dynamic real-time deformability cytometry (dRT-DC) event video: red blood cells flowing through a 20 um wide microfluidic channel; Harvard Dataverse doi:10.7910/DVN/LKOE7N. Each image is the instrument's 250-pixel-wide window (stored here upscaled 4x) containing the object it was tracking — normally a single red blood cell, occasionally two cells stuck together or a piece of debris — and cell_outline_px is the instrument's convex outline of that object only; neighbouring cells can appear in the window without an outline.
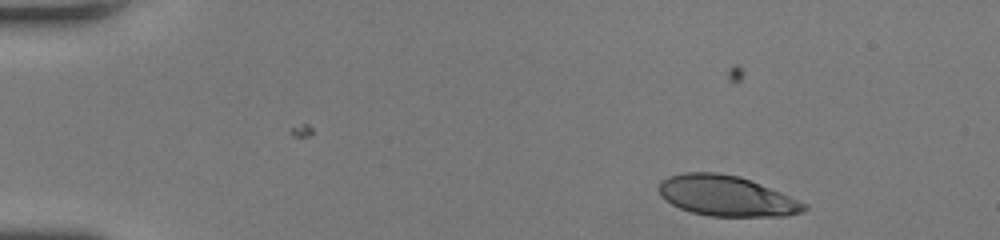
{"species": "human", "species_latin": "Homo sapiens", "temperature_condition": "room temperature", "stored_images_in_passage": 31, "camera_frame_rate_fps": 3000, "um_per_image_px": 0.085, "donor": {"sex": "female"}, "frame": {"image": 1, "passage_image": 1, "time_ms": 0.0, "image_size_px": [1000, 240], "cell_outline_px": [[808, 208], [804, 212], [784, 216], [708, 216], [692, 212], [680, 208], [672, 204], [660, 196], [656, 188], [660, 180], [668, 176], [684, 172], [716, 172], [740, 176], [752, 180], [808, 204]], "centroid_in_image_um": [61.72, 16.64], "position_along_channel_um": 23.3, "area_um2": 34.56}}
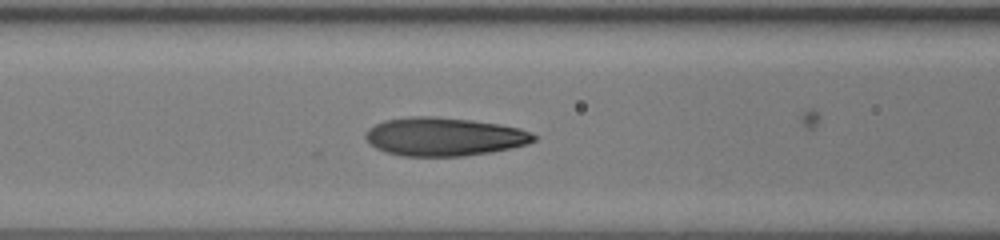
{"frame": {"image": 2, "passage_image": 16, "time_ms": 5.0, "image_size_px": [1000, 240], "cell_outline_px": [[536, 140], [528, 144], [512, 148], [492, 152], [464, 156], [400, 156], [384, 152], [368, 144], [364, 136], [368, 128], [384, 120], [412, 116], [436, 116], [472, 120], [500, 124], [520, 128], [532, 132], [536, 136]], "centroid_in_image_um": [37.74, 11.62], "position_along_channel_um": 128.9, "area_um2": 38.15}}
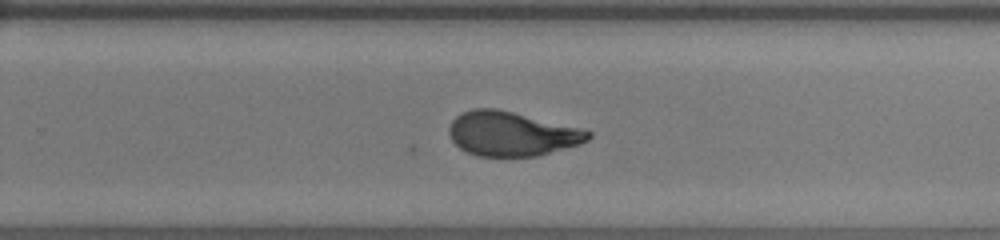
{"frame": {"image": 3, "passage_image": 27, "time_ms": 8.667, "image_size_px": [1000, 240], "cell_outline_px": [[592, 136], [588, 140], [580, 144], [536, 156], [476, 156], [460, 148], [452, 140], [448, 132], [448, 128], [452, 120], [460, 112], [472, 108], [496, 108], [580, 128], [592, 132]], "centroid_in_image_um": [43.46, 11.36], "position_along_channel_um": 286.3, "area_um2": 35.89}}